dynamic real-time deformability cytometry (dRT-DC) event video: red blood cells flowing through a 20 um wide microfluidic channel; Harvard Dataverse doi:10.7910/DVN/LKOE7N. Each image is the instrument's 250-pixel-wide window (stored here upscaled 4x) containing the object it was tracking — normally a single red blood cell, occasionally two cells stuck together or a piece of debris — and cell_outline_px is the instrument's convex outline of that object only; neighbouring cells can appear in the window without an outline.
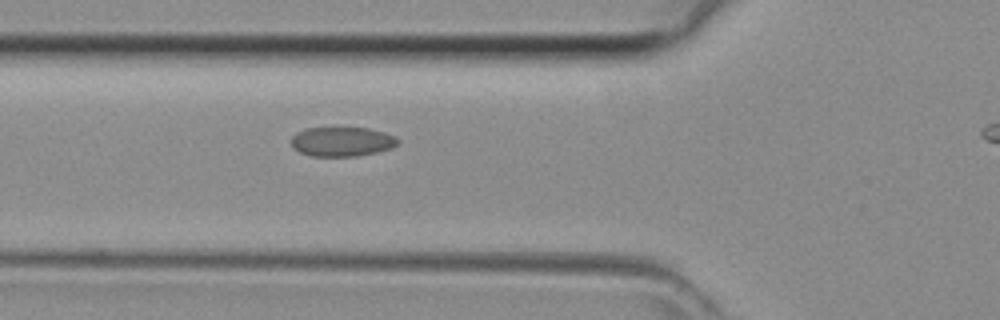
{"species": "common noctule bat (a hibernating species)", "species_latin": "Nyctalus noctula", "temperature_condition": "room temperature", "stored_images_in_passage": 26, "camera_frame_rate_fps": 3000, "um_per_image_px": 0.085, "animal": {"sex": "female", "body_mass_g": 29.2, "forearm_length_mm": 56.3}, "frame": {"image": 1, "passage_image": 3, "time_ms": 0.667, "image_size_px": [1000, 320], "cell_outline_px": [[400, 140], [392, 148], [376, 152], [356, 156], [312, 156], [300, 152], [292, 148], [292, 136], [296, 132], [308, 128], [368, 128], [384, 132], [396, 136]], "centroid_in_image_um": [29.07, 12.04], "position_along_channel_um": 96.7, "area_um2": 18.26}}
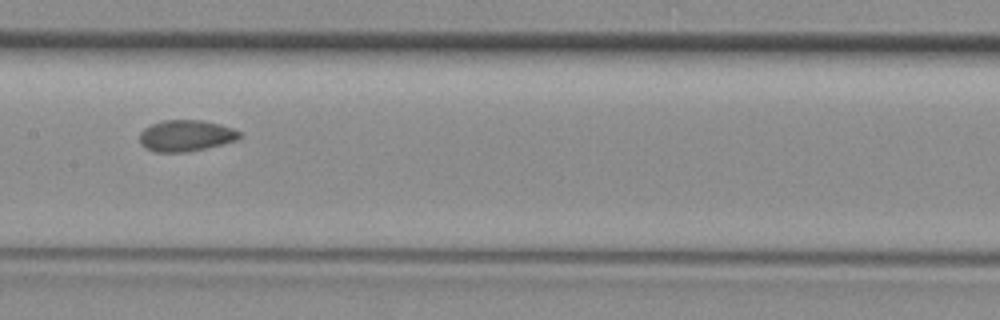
{"frame": {"image": 2, "passage_image": 9, "time_ms": 2.667, "image_size_px": [1000, 320], "cell_outline_px": [[240, 136], [236, 140], [188, 152], [156, 152], [144, 148], [140, 144], [140, 132], [144, 128], [152, 124], [164, 120], [200, 120], [220, 124], [232, 128], [240, 132]], "centroid_in_image_um": [15.75, 11.53], "position_along_channel_um": 191.6, "area_um2": 18.09}}
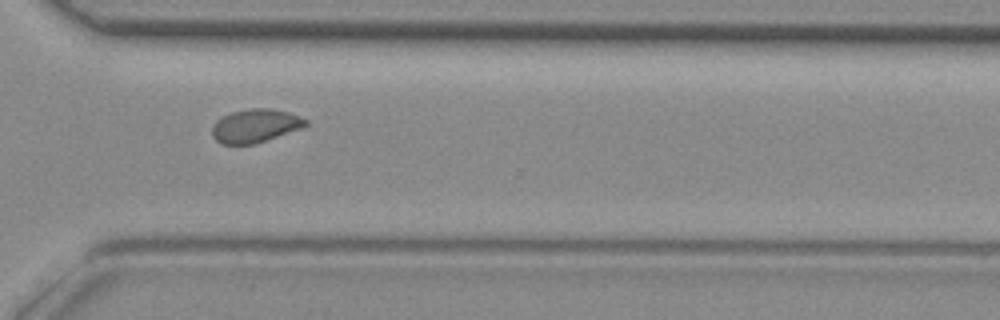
{"frame": {"image": 3, "passage_image": 19, "time_ms": 6.0, "image_size_px": [1000, 320], "cell_outline_px": [[308, 124], [300, 128], [252, 144], [220, 144], [212, 136], [212, 128], [216, 120], [232, 112], [252, 108], [268, 108], [288, 112], [300, 116], [308, 120]], "centroid_in_image_um": [21.67, 10.68], "position_along_channel_um": 348.9, "area_um2": 17.86}}